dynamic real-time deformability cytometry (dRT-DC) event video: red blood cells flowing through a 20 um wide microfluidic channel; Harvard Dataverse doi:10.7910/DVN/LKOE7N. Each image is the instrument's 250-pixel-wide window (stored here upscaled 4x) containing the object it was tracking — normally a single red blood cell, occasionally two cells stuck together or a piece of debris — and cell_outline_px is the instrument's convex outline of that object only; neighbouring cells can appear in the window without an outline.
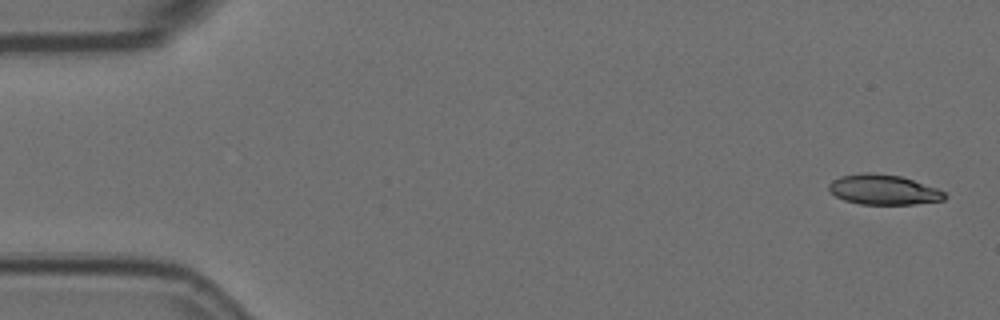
{"species": "Egyptian fruit bat (a non-hibernating species)", "species_latin": "Rousettus aegyptiacus", "temperature_condition": "room temperature", "stored_images_in_passage": 4, "camera_frame_rate_fps": 3000, "um_per_image_px": 0.085, "animal": {"sex": "female"}, "frame": {"image": 1, "passage_image": 1, "time_ms": 0.0, "image_size_px": [1000, 320], "cell_outline_px": [[948, 196], [944, 200], [912, 204], [860, 204], [844, 200], [828, 192], [828, 184], [832, 180], [840, 176], [864, 172], [872, 172], [900, 176], [936, 188], [944, 192]], "centroid_in_image_um": [75.05, 16.12], "position_along_channel_um": 10.0, "area_um2": 20.29}}
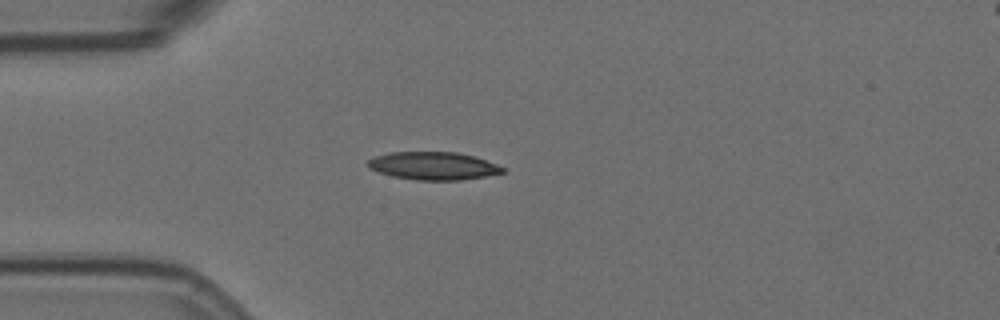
{"frame": {"image": 2, "passage_image": 4, "time_ms": 1.0, "image_size_px": [1000, 320], "cell_outline_px": [[504, 172], [484, 176], [460, 180], [416, 180], [392, 176], [380, 172], [372, 168], [368, 164], [368, 160], [376, 156], [392, 152], [456, 152], [472, 156], [496, 164], [504, 168]], "centroid_in_image_um": [36.83, 14.1], "position_along_channel_um": 48.2, "area_um2": 21.44}}